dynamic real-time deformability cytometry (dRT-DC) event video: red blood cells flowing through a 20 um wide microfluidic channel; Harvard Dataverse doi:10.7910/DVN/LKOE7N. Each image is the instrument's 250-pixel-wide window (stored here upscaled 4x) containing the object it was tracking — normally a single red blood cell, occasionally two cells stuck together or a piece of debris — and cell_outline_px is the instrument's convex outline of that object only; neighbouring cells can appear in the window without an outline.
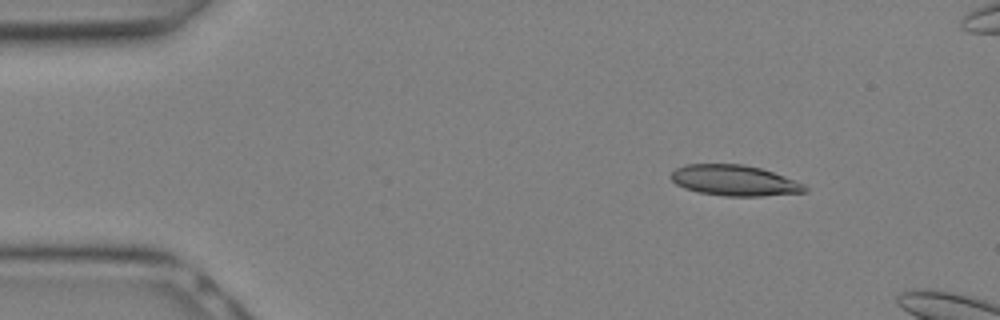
{"species": "Egyptian fruit bat (a non-hibernating species)", "species_latin": "Rousettus aegyptiacus", "temperature_condition": "warm", "stored_images_in_passage": 4, "camera_frame_rate_fps": 3000, "um_per_image_px": 0.085, "animal": {"sex": "female"}, "frame": {"image": 1, "passage_image": 1, "time_ms": 0.0, "image_size_px": [1000, 320], "cell_outline_px": [[808, 192], [764, 196], [724, 196], [696, 192], [684, 188], [676, 184], [672, 180], [672, 172], [676, 168], [684, 164], [744, 164], [760, 168], [784, 176], [804, 184], [808, 188]], "centroid_in_image_um": [62.43, 15.35], "position_along_channel_um": 22.6, "area_um2": 24.04}}